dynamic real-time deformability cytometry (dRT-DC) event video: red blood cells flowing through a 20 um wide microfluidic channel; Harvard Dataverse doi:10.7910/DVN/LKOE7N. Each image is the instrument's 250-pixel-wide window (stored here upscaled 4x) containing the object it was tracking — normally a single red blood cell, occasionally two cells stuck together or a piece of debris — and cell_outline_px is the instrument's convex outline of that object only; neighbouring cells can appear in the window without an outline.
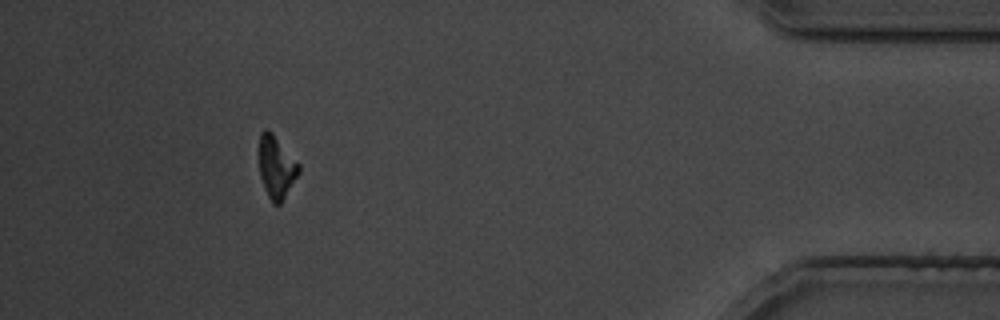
{"species": "common noctule bat (a hibernating species)", "species_latin": "Nyctalus noctula", "temperature_condition": "cold", "stored_images_in_passage": 32, "camera_frame_rate_fps": 3000, "um_per_image_px": 0.085, "animal": {"sex": "male", "body_mass_g": 19.5, "forearm_length_mm": 54.6}, "frame": {"image": 1, "passage_image": 28, "time_ms": 33.333, "image_size_px": [1000, 320], "cell_outline_px": [[300, 172], [280, 204], [272, 204], [264, 188], [260, 176], [260, 132], [264, 128], [272, 132], [300, 164]], "centroid_in_image_um": [23.5, 14.2], "position_along_channel_um": 411.7, "area_um2": 14.33}}